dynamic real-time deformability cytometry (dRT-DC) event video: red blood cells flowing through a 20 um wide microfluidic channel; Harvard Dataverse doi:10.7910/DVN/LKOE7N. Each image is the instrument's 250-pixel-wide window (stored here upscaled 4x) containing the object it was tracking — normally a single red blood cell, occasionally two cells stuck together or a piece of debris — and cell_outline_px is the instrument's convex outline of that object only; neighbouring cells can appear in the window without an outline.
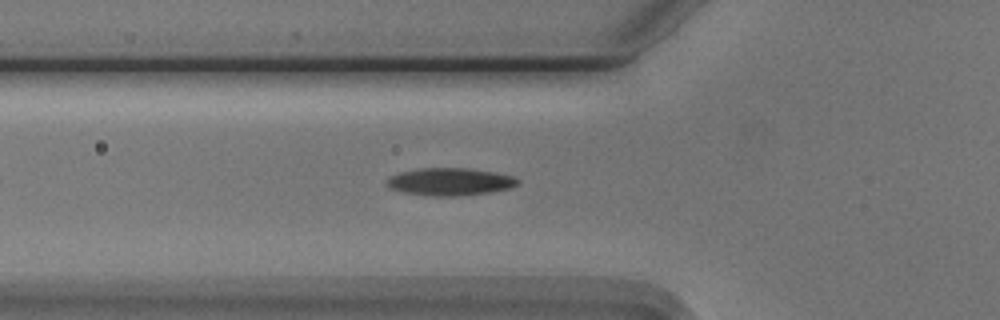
{"species": "Egyptian fruit bat (a non-hibernating species)", "species_latin": "Rousettus aegyptiacus", "temperature_condition": "cold", "stored_images_in_passage": 45, "camera_frame_rate_fps": 3000, "um_per_image_px": 0.085, "animal": {"sex": "male"}, "frame": {"image": 1, "passage_image": 9, "time_ms": 2.667, "image_size_px": [1000, 320], "cell_outline_px": [[520, 184], [512, 188], [488, 192], [456, 196], [428, 196], [400, 192], [388, 188], [384, 184], [384, 180], [388, 176], [400, 172], [416, 168], [468, 168], [492, 172], [512, 176], [520, 180]], "centroid_in_image_um": [38.16, 15.45], "position_along_channel_um": 87.6, "area_um2": 21.39}}
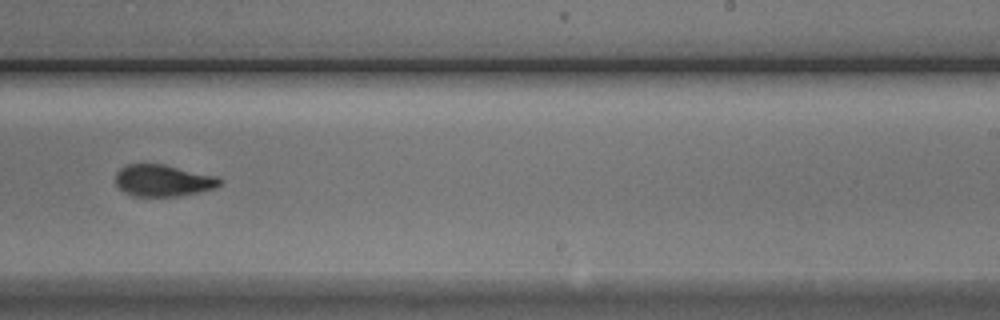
{"frame": {"image": 2, "passage_image": 24, "time_ms": 7.667, "image_size_px": [1000, 320], "cell_outline_px": [[224, 180], [216, 188], [200, 192], [180, 196], [132, 196], [124, 192], [116, 184], [116, 172], [124, 164], [164, 164], [216, 176]], "centroid_in_image_um": [13.87, 15.35], "position_along_channel_um": 275.1, "area_um2": 19.42}}
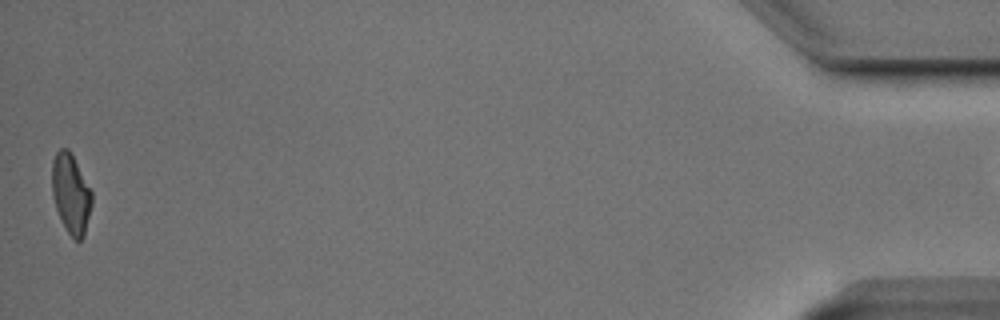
{"frame": {"image": 3, "passage_image": 44, "time_ms": 14.333, "image_size_px": [1000, 320], "cell_outline_px": [[92, 204], [84, 236], [80, 240], [76, 240], [68, 232], [60, 220], [52, 196], [52, 160], [56, 152], [60, 148], [68, 148], [92, 192]], "centroid_in_image_um": [6.01, 16.47], "position_along_channel_um": 429.2, "area_um2": 18.38}}